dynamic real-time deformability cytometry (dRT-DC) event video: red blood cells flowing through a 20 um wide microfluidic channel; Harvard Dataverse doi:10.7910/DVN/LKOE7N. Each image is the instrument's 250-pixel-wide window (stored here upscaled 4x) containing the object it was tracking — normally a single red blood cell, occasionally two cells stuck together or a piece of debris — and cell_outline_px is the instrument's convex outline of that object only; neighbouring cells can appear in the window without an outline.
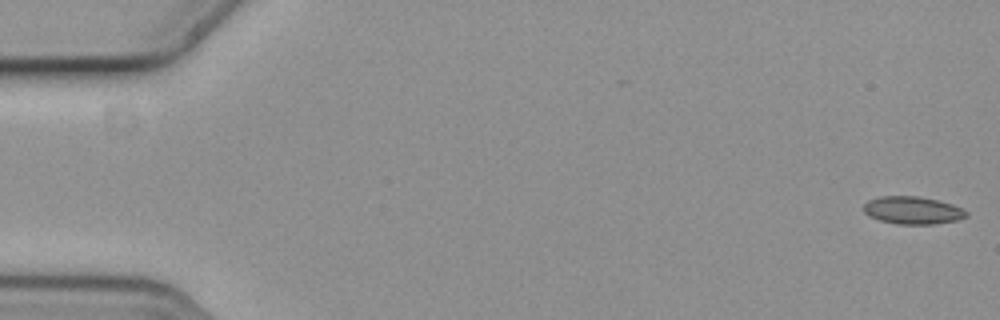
{"species": "common noctule bat (a hibernating species)", "species_latin": "Nyctalus noctula", "temperature_condition": "cold", "stored_images_in_passage": 5, "camera_frame_rate_fps": 3000, "um_per_image_px": 0.085, "animal": {"sex": "female", "body_mass_g": 19.3, "forearm_length_mm": 54.1}, "frame": {"image": 1, "passage_image": 1, "time_ms": 0.0, "image_size_px": [1000, 320], "cell_outline_px": [[968, 216], [956, 220], [932, 224], [896, 224], [880, 220], [868, 216], [864, 212], [864, 204], [868, 200], [884, 196], [916, 196], [936, 200], [952, 204], [968, 212]], "centroid_in_image_um": [77.55, 17.88], "position_along_channel_um": 7.4, "area_um2": 16.36}}